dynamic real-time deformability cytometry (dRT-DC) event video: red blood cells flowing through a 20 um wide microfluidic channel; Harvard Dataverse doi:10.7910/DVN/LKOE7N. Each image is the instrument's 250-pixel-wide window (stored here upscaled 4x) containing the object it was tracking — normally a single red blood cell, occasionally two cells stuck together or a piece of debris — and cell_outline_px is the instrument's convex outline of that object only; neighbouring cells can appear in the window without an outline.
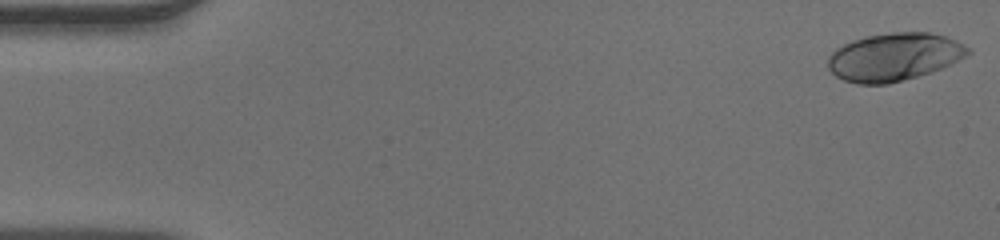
{"species": "human", "species_latin": "Homo sapiens", "temperature_condition": "warm", "stored_images_in_passage": 49, "camera_frame_rate_fps": 3000, "um_per_image_px": 0.085, "donor": {"sex": "male"}, "frame": {"image": 1, "passage_image": 1, "time_ms": 0.0, "image_size_px": [1000, 240], "cell_outline_px": [[972, 52], [932, 72], [888, 84], [856, 84], [844, 80], [836, 76], [828, 68], [828, 56], [836, 48], [852, 40], [864, 36], [892, 32], [928, 32], [944, 36], [956, 40], [968, 48]], "centroid_in_image_um": [75.95, 4.83], "position_along_channel_um": 9.1, "area_um2": 38.84}}
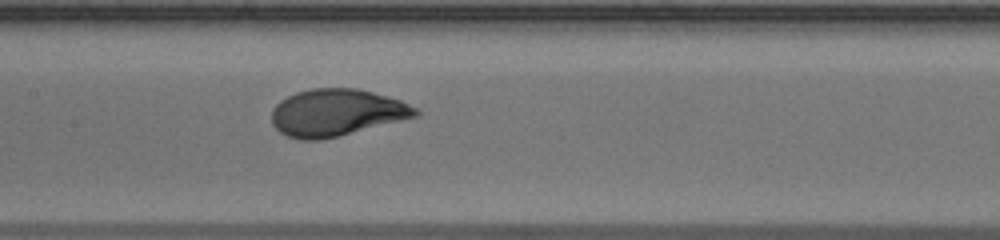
{"frame": {"image": 2, "passage_image": 24, "time_ms": 7.667, "image_size_px": [1000, 240], "cell_outline_px": [[420, 116], [320, 140], [300, 140], [288, 136], [280, 132], [272, 124], [272, 108], [280, 100], [296, 92], [312, 88], [356, 88], [372, 92], [400, 100], [416, 108], [420, 112]], "centroid_in_image_um": [28.59, 9.57], "position_along_channel_um": 178.8, "area_um2": 39.3}}
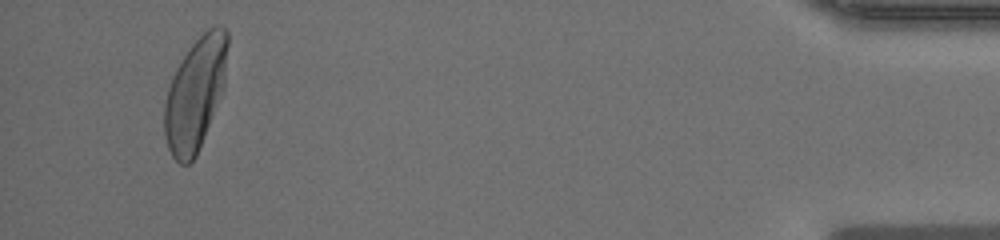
{"frame": {"image": 3, "passage_image": 47, "time_ms": 15.333, "image_size_px": [1000, 240], "cell_outline_px": [[228, 44], [224, 88], [196, 156], [188, 164], [180, 164], [172, 156], [168, 148], [164, 136], [164, 104], [168, 88], [172, 76], [176, 68], [192, 44], [208, 28], [216, 24], [220, 24], [228, 32]], "centroid_in_image_um": [16.6, 7.96], "position_along_channel_um": 418.6, "area_um2": 41.38}}